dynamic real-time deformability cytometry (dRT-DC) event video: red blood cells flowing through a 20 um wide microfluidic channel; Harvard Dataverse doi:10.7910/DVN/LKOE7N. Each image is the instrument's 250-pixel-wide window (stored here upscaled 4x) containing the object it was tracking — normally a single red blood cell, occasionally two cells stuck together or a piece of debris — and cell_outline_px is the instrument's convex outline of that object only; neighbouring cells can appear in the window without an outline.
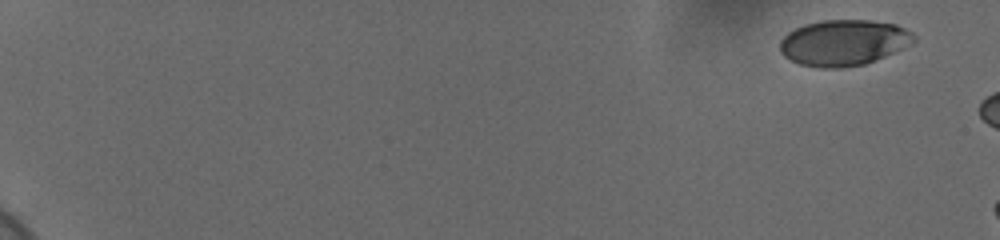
{"species": "human", "species_latin": "Homo sapiens", "temperature_condition": "cold", "stored_images_in_passage": 8, "camera_frame_rate_fps": 3000, "um_per_image_px": 0.085, "donor": {"sex": "female"}, "frame": {"image": 1, "passage_image": 1, "time_ms": 0.0, "image_size_px": [1000, 240], "cell_outline_px": [[916, 40], [912, 44], [884, 56], [864, 64], [844, 68], [820, 68], [800, 64], [784, 56], [780, 52], [780, 40], [788, 32], [804, 24], [824, 20], [872, 20], [896, 24], [912, 32], [916, 36]], "centroid_in_image_um": [71.71, 3.62], "position_along_channel_um": 13.3, "area_um2": 35.89}}